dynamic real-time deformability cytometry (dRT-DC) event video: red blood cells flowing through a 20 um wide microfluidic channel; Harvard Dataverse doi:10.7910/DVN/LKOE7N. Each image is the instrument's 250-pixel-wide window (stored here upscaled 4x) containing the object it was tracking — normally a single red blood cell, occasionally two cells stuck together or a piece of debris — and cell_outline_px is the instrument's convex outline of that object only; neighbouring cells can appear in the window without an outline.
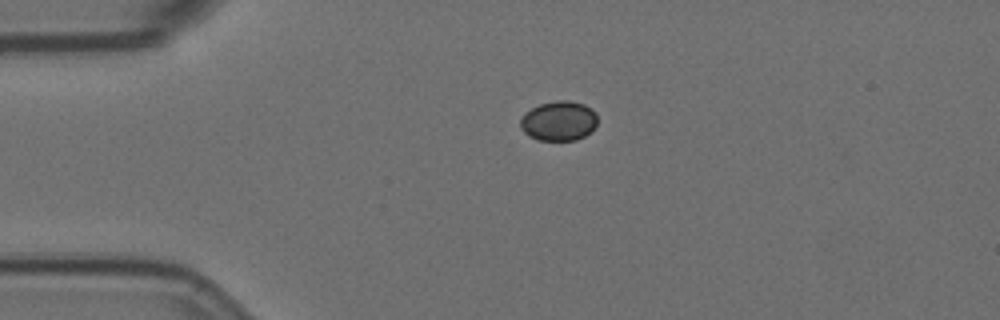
{"species": "Egyptian fruit bat (a non-hibernating species)", "species_latin": "Rousettus aegyptiacus", "temperature_condition": "room temperature", "stored_images_in_passage": 2, "camera_frame_rate_fps": 3000, "um_per_image_px": 0.085, "animal": {"sex": "female"}, "frame": {"image": 1, "passage_image": 1, "time_ms": 0.0, "image_size_px": [1000, 320], "cell_outline_px": [[596, 124], [592, 132], [576, 140], [536, 140], [528, 136], [520, 128], [520, 120], [524, 112], [540, 104], [556, 100], [568, 100], [584, 104], [592, 108], [596, 112]], "centroid_in_image_um": [47.49, 10.28], "position_along_channel_um": 37.5, "area_um2": 18.09}}